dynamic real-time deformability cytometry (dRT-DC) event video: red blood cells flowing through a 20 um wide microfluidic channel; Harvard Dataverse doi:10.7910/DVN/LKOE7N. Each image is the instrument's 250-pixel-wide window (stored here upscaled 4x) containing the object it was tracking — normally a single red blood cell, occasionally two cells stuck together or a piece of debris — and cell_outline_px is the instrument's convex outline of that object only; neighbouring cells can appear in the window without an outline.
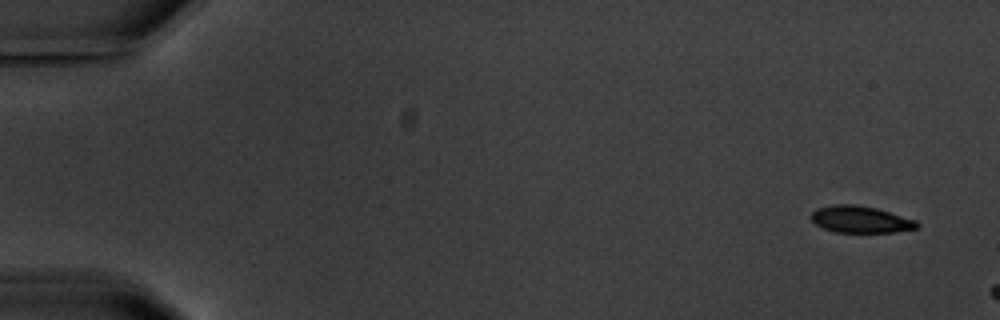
{"species": "common noctule bat (a hibernating species)", "species_latin": "Nyctalus noctula", "temperature_condition": "warm", "stored_images_in_passage": 3, "camera_frame_rate_fps": 3000, "um_per_image_px": 0.085, "animal": {"sex": "male", "body_mass_g": 20.1, "forearm_length_mm": 53.5}, "frame": {"image": 1, "passage_image": 1, "time_ms": 0.0, "image_size_px": [1000, 320], "cell_outline_px": [[920, 228], [896, 232], [836, 232], [824, 228], [816, 224], [812, 220], [812, 212], [816, 208], [836, 204], [856, 204], [876, 208], [916, 220], [920, 224]], "centroid_in_image_um": [73.18, 18.65], "position_along_channel_um": 11.8, "area_um2": 16.53}}